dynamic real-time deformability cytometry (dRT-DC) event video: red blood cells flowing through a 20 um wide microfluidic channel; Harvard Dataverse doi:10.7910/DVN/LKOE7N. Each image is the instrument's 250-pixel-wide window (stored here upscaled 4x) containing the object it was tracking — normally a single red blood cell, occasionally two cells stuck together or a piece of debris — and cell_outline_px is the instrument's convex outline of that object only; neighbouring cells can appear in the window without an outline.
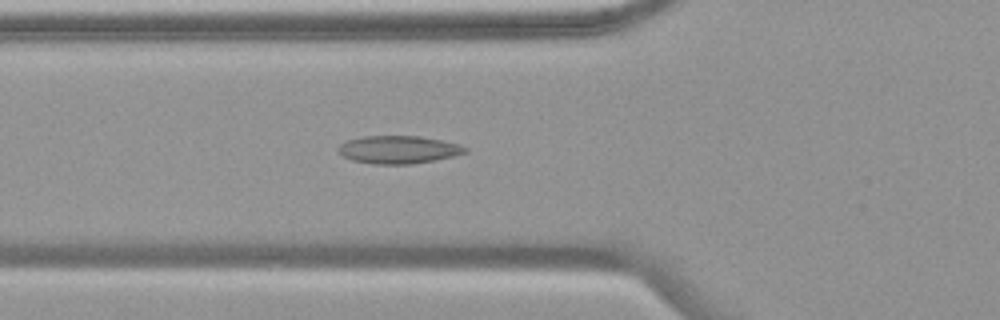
{"species": "common noctule bat (a hibernating species)", "species_latin": "Nyctalus noctula", "temperature_condition": "warm", "stored_images_in_passage": 47, "camera_frame_rate_fps": 3000, "um_per_image_px": 0.085, "animal": {"sex": "female", "body_mass_g": 19.9}, "frame": {"image": 1, "passage_image": 12, "time_ms": 3.667, "image_size_px": [1000, 320], "cell_outline_px": [[468, 152], [452, 156], [412, 164], [372, 164], [352, 160], [344, 156], [336, 148], [340, 144], [348, 140], [364, 136], [420, 136], [440, 140], [456, 144], [468, 148]], "centroid_in_image_um": [33.84, 12.72], "position_along_channel_um": 92.0, "area_um2": 20.35}}
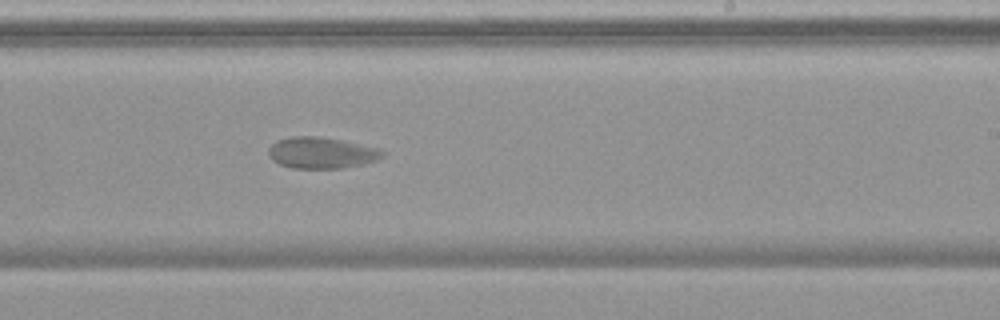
{"frame": {"image": 2, "passage_image": 26, "time_ms": 8.333, "image_size_px": [1000, 320], "cell_outline_px": [[388, 152], [384, 156], [376, 160], [364, 164], [344, 168], [292, 168], [280, 164], [272, 160], [268, 156], [268, 148], [276, 140], [292, 136], [316, 136], [340, 140], [380, 148]], "centroid_in_image_um": [27.34, 12.99], "position_along_channel_um": 261.7, "area_um2": 20.98}}
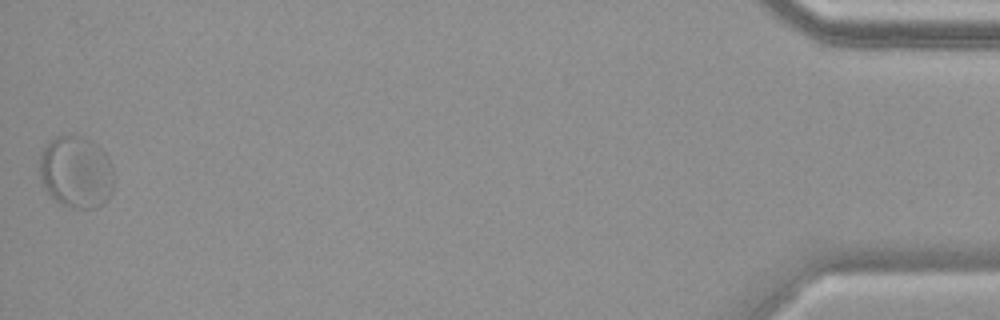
{"frame": {"image": 3, "passage_image": 47, "time_ms": 15.333, "image_size_px": [1000, 320], "cell_outline_px": [[112, 192], [108, 200], [96, 208], [76, 208], [60, 204], [44, 188], [40, 180], [40, 152], [56, 136], [72, 132], [80, 136], [100, 148], [108, 156], [112, 164]], "centroid_in_image_um": [6.46, 14.62], "position_along_channel_um": 428.7, "area_um2": 31.39}, "authors_computed_cell_mechanics": {"area_um2": 21.5016, "velocity_mm_per_s": 3.6444, "shape_relaxation_time_tau1_ms": 6.7723, "shape_relaxation_time_tau2_ms": null, "deformation_change_tau1": 0.1151, "deformation_change_tau2": null}}